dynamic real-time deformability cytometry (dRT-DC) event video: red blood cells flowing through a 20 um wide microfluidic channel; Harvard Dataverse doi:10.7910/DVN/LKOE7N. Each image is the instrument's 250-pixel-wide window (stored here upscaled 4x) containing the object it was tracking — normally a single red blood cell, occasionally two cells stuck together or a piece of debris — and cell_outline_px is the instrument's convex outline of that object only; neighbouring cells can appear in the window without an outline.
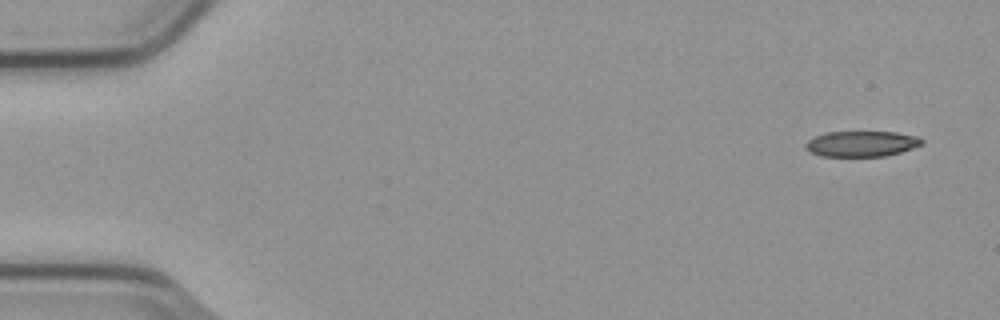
{"species": "common noctule bat (a hibernating species)", "species_latin": "Nyctalus noctula", "temperature_condition": "cold", "stored_images_in_passage": 7, "camera_frame_rate_fps": 3000, "um_per_image_px": 0.085, "animal": {"sex": "male", "body_mass_g": 23.1, "forearm_length_mm": 52.7}, "frame": {"image": 1, "passage_image": 1, "time_ms": 0.0, "image_size_px": [1000, 320], "cell_outline_px": [[924, 144], [900, 152], [884, 156], [820, 156], [804, 148], [804, 144], [808, 140], [816, 136], [828, 132], [896, 132], [920, 136], [924, 140]], "centroid_in_image_um": [73.27, 12.21], "position_along_channel_um": 11.7, "area_um2": 17.4}}
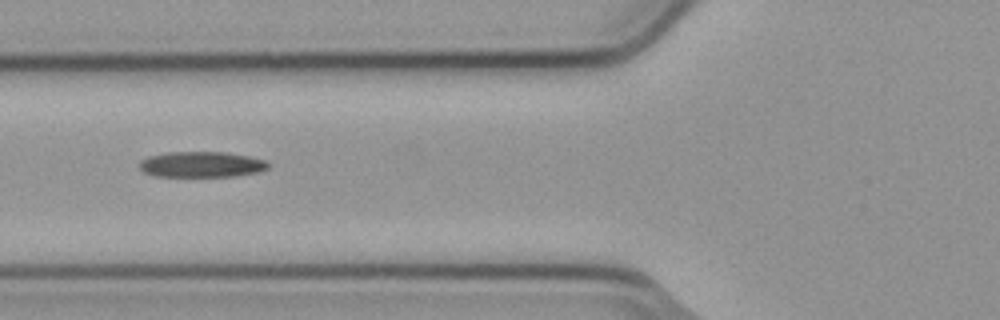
{"frame": {"image": 2, "passage_image": 6, "time_ms": 1.667, "image_size_px": [1000, 320], "cell_outline_px": [[268, 168], [260, 172], [236, 176], [156, 176], [144, 172], [140, 168], [140, 160], [148, 156], [168, 152], [224, 152], [248, 156], [264, 160], [268, 164]], "centroid_in_image_um": [17.12, 13.97], "position_along_channel_um": 108.7, "area_um2": 19.19}}
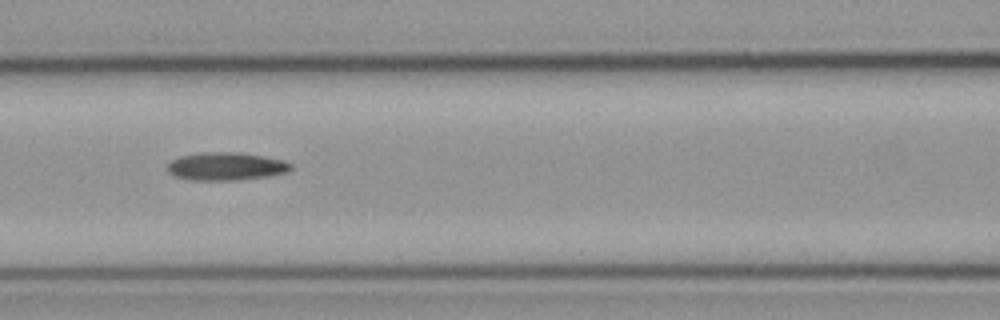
{"frame": {"image": 3, "passage_image": 7, "time_ms": 2.0, "image_size_px": [1000, 320], "cell_outline_px": [[292, 168], [288, 172], [268, 176], [232, 180], [188, 180], [176, 176], [168, 172], [168, 164], [172, 160], [184, 156], [200, 152], [240, 152], [264, 156], [284, 160], [292, 164]], "centroid_in_image_um": [19.24, 14.13], "position_along_channel_um": 147.4, "area_um2": 20.06}}